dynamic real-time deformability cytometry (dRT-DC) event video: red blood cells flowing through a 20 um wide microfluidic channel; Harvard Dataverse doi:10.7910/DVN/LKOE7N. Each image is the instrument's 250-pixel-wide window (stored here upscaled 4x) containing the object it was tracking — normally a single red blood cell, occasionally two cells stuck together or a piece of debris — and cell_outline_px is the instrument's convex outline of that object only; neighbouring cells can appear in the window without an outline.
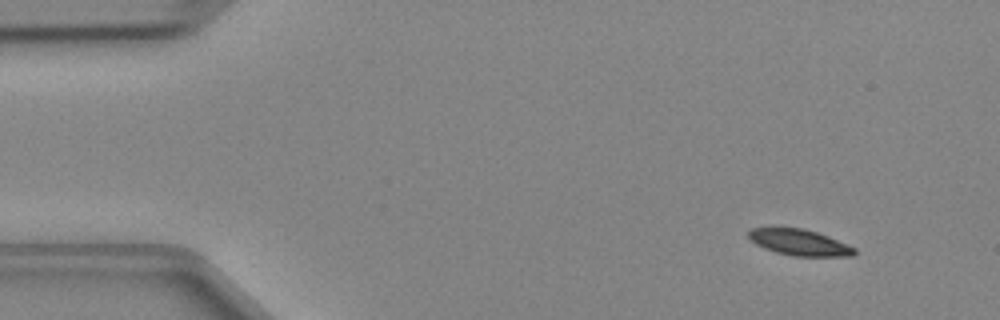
{"species": "Egyptian fruit bat (a non-hibernating species)", "species_latin": "Rousettus aegyptiacus", "temperature_condition": "cold", "stored_images_in_passage": 44, "camera_frame_rate_fps": 3000, "um_per_image_px": 0.085, "animal": {"sex": "female"}, "frame": {"image": 1, "passage_image": 1, "time_ms": 0.0, "image_size_px": [1000, 320], "cell_outline_px": [[856, 252], [852, 256], [796, 256], [776, 252], [764, 248], [756, 244], [748, 236], [748, 232], [752, 228], [804, 228], [828, 236], [856, 248]], "centroid_in_image_um": [67.97, 20.61], "position_along_channel_um": 17.0, "area_um2": 15.9}}
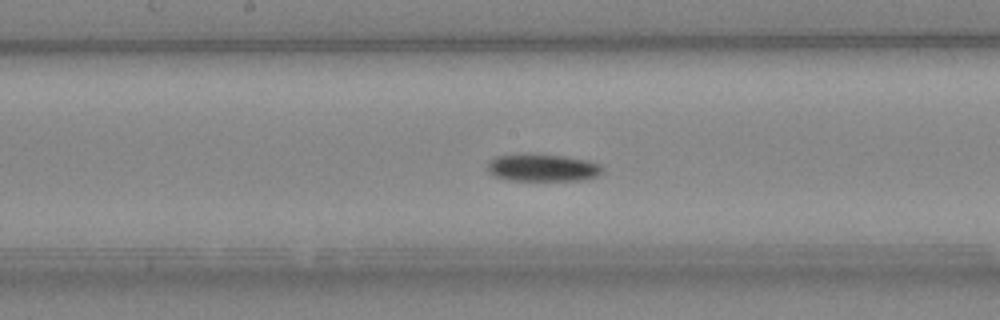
{"frame": {"image": 2, "passage_image": 21, "time_ms": 6.667, "image_size_px": [1000, 320], "cell_outline_px": [[600, 172], [596, 176], [588, 180], [508, 180], [496, 176], [488, 172], [488, 160], [496, 156], [564, 156], [584, 160], [600, 164]], "centroid_in_image_um": [46.11, 14.29], "position_along_channel_um": 202.1, "area_um2": 17.51}}
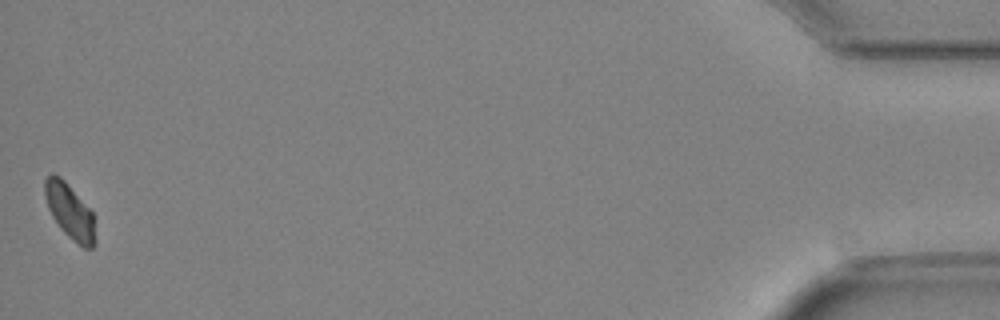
{"frame": {"image": 3, "passage_image": 44, "time_ms": 14.333, "image_size_px": [1000, 320], "cell_outline_px": [[96, 244], [92, 248], [84, 248], [68, 236], [60, 228], [52, 216], [48, 208], [44, 196], [44, 180], [52, 172], [60, 176], [64, 180], [92, 212], [96, 240]], "centroid_in_image_um": [5.91, 17.96], "position_along_channel_um": 429.3, "area_um2": 16.07}}